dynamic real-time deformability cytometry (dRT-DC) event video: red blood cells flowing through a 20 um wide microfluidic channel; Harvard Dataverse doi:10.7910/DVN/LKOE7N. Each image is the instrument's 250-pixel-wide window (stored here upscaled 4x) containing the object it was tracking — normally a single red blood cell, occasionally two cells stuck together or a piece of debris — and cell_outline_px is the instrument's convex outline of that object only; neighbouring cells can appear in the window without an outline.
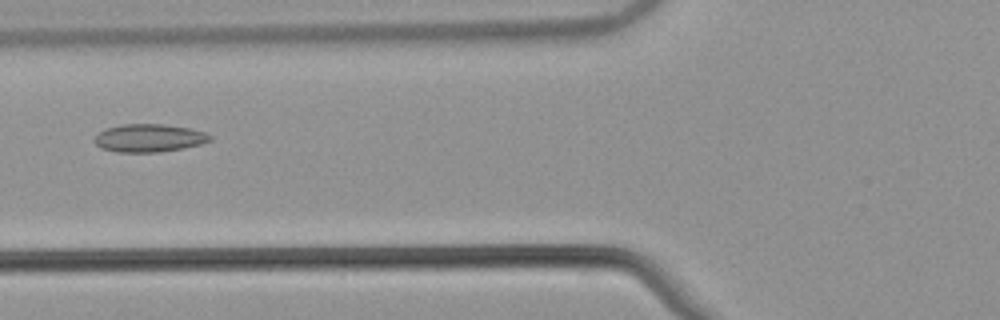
{"species": "common noctule bat (a hibernating species)", "species_latin": "Nyctalus noctula", "temperature_condition": "warm", "stored_images_in_passage": 45, "camera_frame_rate_fps": 3000, "um_per_image_px": 0.085, "animal": {"sex": "male", "body_mass_g": 21.5, "forearm_length_mm": 52.0}, "frame": {"image": 1, "passage_image": 13, "time_ms": 4.0, "image_size_px": [1000, 320], "cell_outline_px": [[212, 140], [200, 144], [184, 148], [160, 152], [116, 152], [100, 148], [96, 144], [96, 132], [104, 128], [124, 124], [164, 124], [188, 128], [204, 132], [212, 136]], "centroid_in_image_um": [12.65, 11.73], "position_along_channel_um": 113.1, "area_um2": 18.9}}
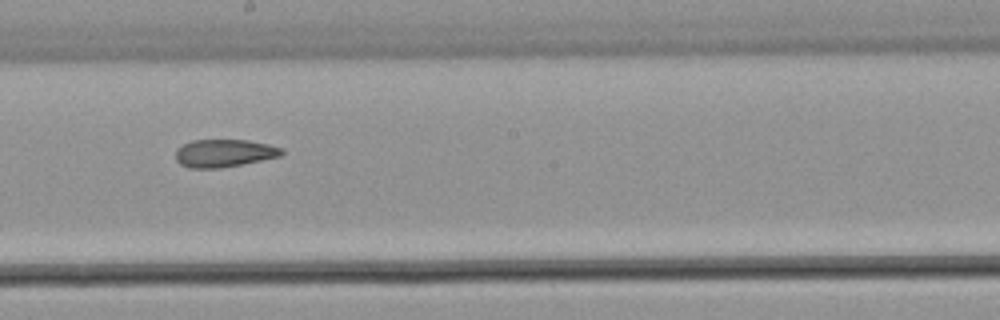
{"frame": {"image": 2, "passage_image": 22, "time_ms": 7.0, "image_size_px": [1000, 320], "cell_outline_px": [[284, 152], [280, 156], [244, 164], [220, 168], [188, 168], [180, 164], [176, 160], [176, 148], [192, 140], [248, 140], [268, 144], [284, 148]], "centroid_in_image_um": [19.06, 13.02], "position_along_channel_um": 229.1, "area_um2": 17.28}}
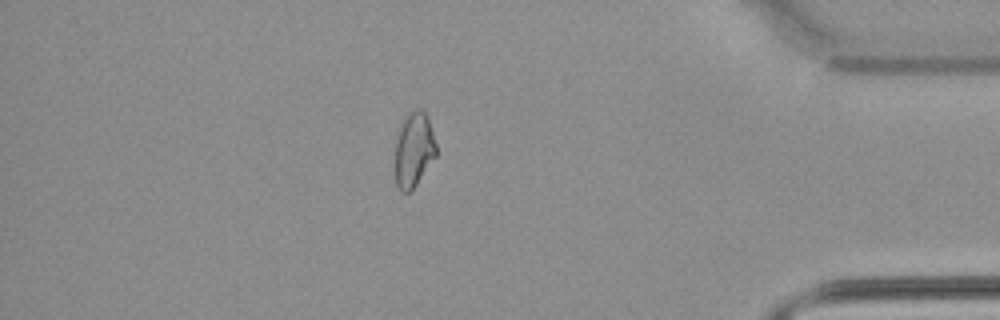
{"frame": {"image": 3, "passage_image": 38, "time_ms": 12.333, "image_size_px": [1000, 320], "cell_outline_px": [[436, 156], [412, 192], [400, 192], [396, 184], [396, 140], [404, 116], [416, 108], [420, 108], [428, 116], [436, 144]], "centroid_in_image_um": [35.19, 12.74], "position_along_channel_um": 400.0, "area_um2": 18.03}, "authors_computed_cell_mechanics": {"area_um2": 17.918, "velocity_mm_per_s": 3.8679, "shape_relaxation_time_tau1_ms": null, "shape_relaxation_time_tau2_ms": 4.8094, "deformation_change_tau1": null, "deformation_change_tau2": 0.1237}}